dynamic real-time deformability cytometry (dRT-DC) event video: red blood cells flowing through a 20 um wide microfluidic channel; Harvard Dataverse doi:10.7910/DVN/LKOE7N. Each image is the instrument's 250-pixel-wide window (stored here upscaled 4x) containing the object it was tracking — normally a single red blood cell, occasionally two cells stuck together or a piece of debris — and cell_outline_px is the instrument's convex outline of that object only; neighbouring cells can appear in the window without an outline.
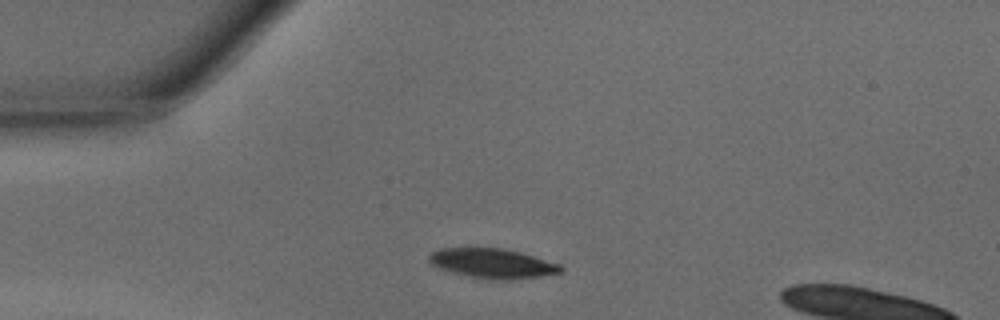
{"species": "common noctule bat (a hibernating species)", "species_latin": "Nyctalus noctula", "temperature_condition": "warm", "stored_images_in_passage": 26, "camera_frame_rate_fps": 3000, "um_per_image_px": 0.085, "animal": {"sex": "male", "body_mass_g": 15.6}, "frame": {"image": 1, "passage_image": 1, "time_ms": 0.0, "image_size_px": [1000, 320], "cell_outline_px": [[564, 272], [508, 280], [472, 276], [452, 272], [440, 268], [432, 264], [428, 260], [428, 256], [432, 252], [440, 248], [504, 248], [520, 252], [560, 264], [564, 268]], "centroid_in_image_um": [41.87, 22.36], "position_along_channel_um": 43.1, "area_um2": 22.31}}
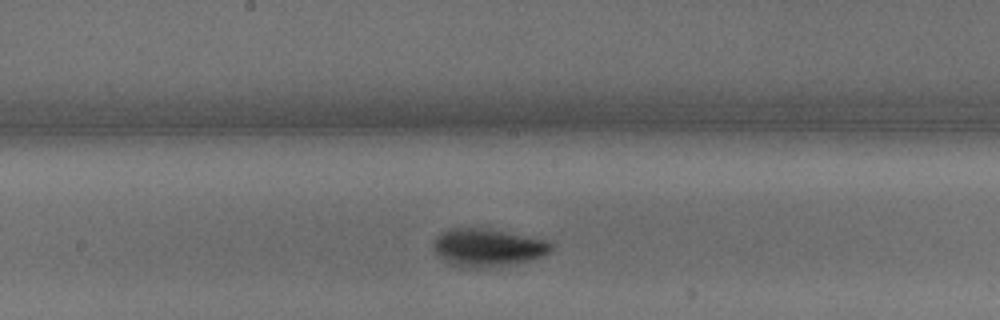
{"frame": {"image": 2, "passage_image": 14, "time_ms": 4.333, "image_size_px": [1000, 320], "cell_outline_px": [[552, 252], [544, 256], [528, 260], [488, 268], [460, 268], [448, 264], [436, 256], [432, 248], [432, 244], [436, 236], [440, 232], [448, 228], [488, 228], [548, 240], [552, 244]], "centroid_in_image_um": [41.39, 21.05], "position_along_channel_um": 206.8, "area_um2": 26.59}}
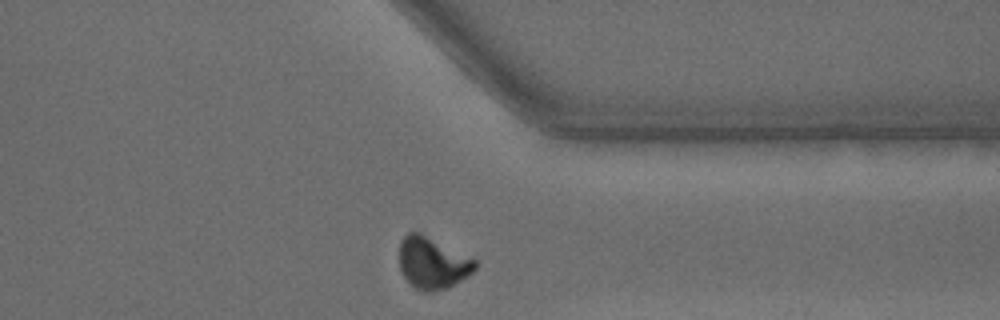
{"frame": {"image": 3, "passage_image": 26, "time_ms": 8.333, "image_size_px": [1000, 320], "cell_outline_px": [[476, 268], [468, 276], [456, 284], [448, 288], [432, 292], [424, 292], [416, 288], [404, 276], [400, 268], [400, 240], [408, 232], [420, 232], [476, 260]], "centroid_in_image_um": [36.76, 22.36], "position_along_channel_um": 374.6, "area_um2": 22.72}, "authors_computed_cell_mechanics": {"area_um2": 24.5939, "velocity_mm_per_s": 4.2839, "shape_relaxation_time_tau1_ms": 2.8953, "shape_relaxation_time_tau2_ms": 4.3769, "deformation_change_tau1": 0.1607, "deformation_change_tau2": 0.0811}}